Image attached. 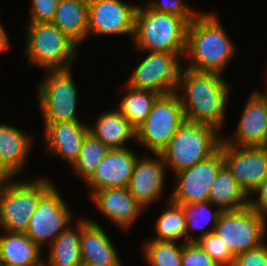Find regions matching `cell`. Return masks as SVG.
Masks as SVG:
<instances>
[{"label": "cell", "instance_id": "1", "mask_svg": "<svg viewBox=\"0 0 267 266\" xmlns=\"http://www.w3.org/2000/svg\"><path fill=\"white\" fill-rule=\"evenodd\" d=\"M183 85V86H182ZM186 121L214 127H223L224 111L229 93V85L220 74L199 72L189 68L181 69L177 91Z\"/></svg>", "mask_w": 267, "mask_h": 266}, {"label": "cell", "instance_id": "2", "mask_svg": "<svg viewBox=\"0 0 267 266\" xmlns=\"http://www.w3.org/2000/svg\"><path fill=\"white\" fill-rule=\"evenodd\" d=\"M232 41L217 14L199 12L187 27L185 55L191 61L186 68L221 75L237 50Z\"/></svg>", "mask_w": 267, "mask_h": 266}, {"label": "cell", "instance_id": "3", "mask_svg": "<svg viewBox=\"0 0 267 266\" xmlns=\"http://www.w3.org/2000/svg\"><path fill=\"white\" fill-rule=\"evenodd\" d=\"M187 27L181 17L156 12L148 5L138 7L133 41L139 52L185 53Z\"/></svg>", "mask_w": 267, "mask_h": 266}, {"label": "cell", "instance_id": "4", "mask_svg": "<svg viewBox=\"0 0 267 266\" xmlns=\"http://www.w3.org/2000/svg\"><path fill=\"white\" fill-rule=\"evenodd\" d=\"M222 137L214 127L185 120L160 155L176 174L212 156Z\"/></svg>", "mask_w": 267, "mask_h": 266}, {"label": "cell", "instance_id": "5", "mask_svg": "<svg viewBox=\"0 0 267 266\" xmlns=\"http://www.w3.org/2000/svg\"><path fill=\"white\" fill-rule=\"evenodd\" d=\"M25 53L29 61L43 70L71 68L77 44L52 22L28 23Z\"/></svg>", "mask_w": 267, "mask_h": 266}, {"label": "cell", "instance_id": "6", "mask_svg": "<svg viewBox=\"0 0 267 266\" xmlns=\"http://www.w3.org/2000/svg\"><path fill=\"white\" fill-rule=\"evenodd\" d=\"M47 179L11 180L0 194V226L5 232L25 233L40 197L53 185Z\"/></svg>", "mask_w": 267, "mask_h": 266}, {"label": "cell", "instance_id": "7", "mask_svg": "<svg viewBox=\"0 0 267 266\" xmlns=\"http://www.w3.org/2000/svg\"><path fill=\"white\" fill-rule=\"evenodd\" d=\"M185 120L179 92L160 95L136 129V139L152 154H160Z\"/></svg>", "mask_w": 267, "mask_h": 266}, {"label": "cell", "instance_id": "8", "mask_svg": "<svg viewBox=\"0 0 267 266\" xmlns=\"http://www.w3.org/2000/svg\"><path fill=\"white\" fill-rule=\"evenodd\" d=\"M39 84L38 103L45 123L79 120L75 114L78 89L71 68L46 70Z\"/></svg>", "mask_w": 267, "mask_h": 266}, {"label": "cell", "instance_id": "9", "mask_svg": "<svg viewBox=\"0 0 267 266\" xmlns=\"http://www.w3.org/2000/svg\"><path fill=\"white\" fill-rule=\"evenodd\" d=\"M266 218L250 206L235 212H222L214 233L235 257L265 243L263 239L267 230Z\"/></svg>", "mask_w": 267, "mask_h": 266}, {"label": "cell", "instance_id": "10", "mask_svg": "<svg viewBox=\"0 0 267 266\" xmlns=\"http://www.w3.org/2000/svg\"><path fill=\"white\" fill-rule=\"evenodd\" d=\"M182 55L185 53H148L126 85L133 89L151 90L160 95L176 92L182 69L179 61Z\"/></svg>", "mask_w": 267, "mask_h": 266}, {"label": "cell", "instance_id": "11", "mask_svg": "<svg viewBox=\"0 0 267 266\" xmlns=\"http://www.w3.org/2000/svg\"><path fill=\"white\" fill-rule=\"evenodd\" d=\"M61 196L52 185L40 197L37 208L28 221L25 234L41 249L47 241L51 245L72 221V213Z\"/></svg>", "mask_w": 267, "mask_h": 266}, {"label": "cell", "instance_id": "12", "mask_svg": "<svg viewBox=\"0 0 267 266\" xmlns=\"http://www.w3.org/2000/svg\"><path fill=\"white\" fill-rule=\"evenodd\" d=\"M223 165L224 159L218 149L208 159L179 171L175 174L177 186L168 199L178 205L208 201L211 184Z\"/></svg>", "mask_w": 267, "mask_h": 266}, {"label": "cell", "instance_id": "13", "mask_svg": "<svg viewBox=\"0 0 267 266\" xmlns=\"http://www.w3.org/2000/svg\"><path fill=\"white\" fill-rule=\"evenodd\" d=\"M224 164L250 198L267 175V147H236L221 140Z\"/></svg>", "mask_w": 267, "mask_h": 266}, {"label": "cell", "instance_id": "14", "mask_svg": "<svg viewBox=\"0 0 267 266\" xmlns=\"http://www.w3.org/2000/svg\"><path fill=\"white\" fill-rule=\"evenodd\" d=\"M137 8L121 0L88 1V36L127 34L133 39Z\"/></svg>", "mask_w": 267, "mask_h": 266}, {"label": "cell", "instance_id": "15", "mask_svg": "<svg viewBox=\"0 0 267 266\" xmlns=\"http://www.w3.org/2000/svg\"><path fill=\"white\" fill-rule=\"evenodd\" d=\"M233 139L222 140L236 147H267V99L261 91L248 98Z\"/></svg>", "mask_w": 267, "mask_h": 266}, {"label": "cell", "instance_id": "16", "mask_svg": "<svg viewBox=\"0 0 267 266\" xmlns=\"http://www.w3.org/2000/svg\"><path fill=\"white\" fill-rule=\"evenodd\" d=\"M137 154L132 149H109L95 172L86 181L92 193L103 189L127 188L131 179Z\"/></svg>", "mask_w": 267, "mask_h": 266}, {"label": "cell", "instance_id": "17", "mask_svg": "<svg viewBox=\"0 0 267 266\" xmlns=\"http://www.w3.org/2000/svg\"><path fill=\"white\" fill-rule=\"evenodd\" d=\"M156 158L138 156L127 190L143 207L158 200L163 192L165 170L160 154H153Z\"/></svg>", "mask_w": 267, "mask_h": 266}, {"label": "cell", "instance_id": "18", "mask_svg": "<svg viewBox=\"0 0 267 266\" xmlns=\"http://www.w3.org/2000/svg\"><path fill=\"white\" fill-rule=\"evenodd\" d=\"M44 141L47 152L60 156L72 166L77 160L82 142L89 132L80 120L44 123Z\"/></svg>", "mask_w": 267, "mask_h": 266}, {"label": "cell", "instance_id": "19", "mask_svg": "<svg viewBox=\"0 0 267 266\" xmlns=\"http://www.w3.org/2000/svg\"><path fill=\"white\" fill-rule=\"evenodd\" d=\"M104 230L93 220L81 219L82 265L116 266L120 263L117 250Z\"/></svg>", "mask_w": 267, "mask_h": 266}, {"label": "cell", "instance_id": "20", "mask_svg": "<svg viewBox=\"0 0 267 266\" xmlns=\"http://www.w3.org/2000/svg\"><path fill=\"white\" fill-rule=\"evenodd\" d=\"M91 194L99 211L123 229H128L144 210L127 188L103 189Z\"/></svg>", "mask_w": 267, "mask_h": 266}, {"label": "cell", "instance_id": "21", "mask_svg": "<svg viewBox=\"0 0 267 266\" xmlns=\"http://www.w3.org/2000/svg\"><path fill=\"white\" fill-rule=\"evenodd\" d=\"M32 145L30 135L19 128L0 124V164L14 178L23 170Z\"/></svg>", "mask_w": 267, "mask_h": 266}, {"label": "cell", "instance_id": "22", "mask_svg": "<svg viewBox=\"0 0 267 266\" xmlns=\"http://www.w3.org/2000/svg\"><path fill=\"white\" fill-rule=\"evenodd\" d=\"M93 127H88L89 132L108 149L127 148L125 142L136 138V129L118 109L100 114Z\"/></svg>", "mask_w": 267, "mask_h": 266}, {"label": "cell", "instance_id": "23", "mask_svg": "<svg viewBox=\"0 0 267 266\" xmlns=\"http://www.w3.org/2000/svg\"><path fill=\"white\" fill-rule=\"evenodd\" d=\"M41 251L25 233L0 235V260L4 266H44Z\"/></svg>", "mask_w": 267, "mask_h": 266}, {"label": "cell", "instance_id": "24", "mask_svg": "<svg viewBox=\"0 0 267 266\" xmlns=\"http://www.w3.org/2000/svg\"><path fill=\"white\" fill-rule=\"evenodd\" d=\"M52 23L80 45L88 36V1L59 0Z\"/></svg>", "mask_w": 267, "mask_h": 266}, {"label": "cell", "instance_id": "25", "mask_svg": "<svg viewBox=\"0 0 267 266\" xmlns=\"http://www.w3.org/2000/svg\"><path fill=\"white\" fill-rule=\"evenodd\" d=\"M248 198L224 164L211 184L208 201L221 212H235L249 206Z\"/></svg>", "mask_w": 267, "mask_h": 266}, {"label": "cell", "instance_id": "26", "mask_svg": "<svg viewBox=\"0 0 267 266\" xmlns=\"http://www.w3.org/2000/svg\"><path fill=\"white\" fill-rule=\"evenodd\" d=\"M81 219L77 229L69 225L60 233L54 242L49 245V257L44 266H82L80 249Z\"/></svg>", "mask_w": 267, "mask_h": 266}, {"label": "cell", "instance_id": "27", "mask_svg": "<svg viewBox=\"0 0 267 266\" xmlns=\"http://www.w3.org/2000/svg\"><path fill=\"white\" fill-rule=\"evenodd\" d=\"M127 94L119 103L120 113L137 129L149 115L160 94L151 90H139L125 86Z\"/></svg>", "mask_w": 267, "mask_h": 266}, {"label": "cell", "instance_id": "28", "mask_svg": "<svg viewBox=\"0 0 267 266\" xmlns=\"http://www.w3.org/2000/svg\"><path fill=\"white\" fill-rule=\"evenodd\" d=\"M211 205L212 204L209 201L182 205L186 217L185 243L196 242L201 237L214 232L215 225L222 212L217 208L216 211L212 212L209 207ZM209 223H212V227L210 228L207 227ZM194 228L202 229L197 237L189 235V232Z\"/></svg>", "mask_w": 267, "mask_h": 266}, {"label": "cell", "instance_id": "29", "mask_svg": "<svg viewBox=\"0 0 267 266\" xmlns=\"http://www.w3.org/2000/svg\"><path fill=\"white\" fill-rule=\"evenodd\" d=\"M165 210L156 221L155 231L157 237L153 240L176 242L185 235L186 217L182 205L167 201Z\"/></svg>", "mask_w": 267, "mask_h": 266}, {"label": "cell", "instance_id": "30", "mask_svg": "<svg viewBox=\"0 0 267 266\" xmlns=\"http://www.w3.org/2000/svg\"><path fill=\"white\" fill-rule=\"evenodd\" d=\"M109 149L90 132L85 136L77 160L72 165L79 176L86 182L95 172Z\"/></svg>", "mask_w": 267, "mask_h": 266}, {"label": "cell", "instance_id": "31", "mask_svg": "<svg viewBox=\"0 0 267 266\" xmlns=\"http://www.w3.org/2000/svg\"><path fill=\"white\" fill-rule=\"evenodd\" d=\"M173 241L149 240L144 244L145 258L149 266H181L182 247Z\"/></svg>", "mask_w": 267, "mask_h": 266}, {"label": "cell", "instance_id": "32", "mask_svg": "<svg viewBox=\"0 0 267 266\" xmlns=\"http://www.w3.org/2000/svg\"><path fill=\"white\" fill-rule=\"evenodd\" d=\"M196 244L205 251L220 266H232L234 256L230 252L228 246L222 242V239L214 232L201 237Z\"/></svg>", "mask_w": 267, "mask_h": 266}, {"label": "cell", "instance_id": "33", "mask_svg": "<svg viewBox=\"0 0 267 266\" xmlns=\"http://www.w3.org/2000/svg\"><path fill=\"white\" fill-rule=\"evenodd\" d=\"M147 4L151 9L160 13H168L183 18L188 24L198 14L193 12L188 4L183 3L181 0H156L148 2Z\"/></svg>", "mask_w": 267, "mask_h": 266}, {"label": "cell", "instance_id": "34", "mask_svg": "<svg viewBox=\"0 0 267 266\" xmlns=\"http://www.w3.org/2000/svg\"><path fill=\"white\" fill-rule=\"evenodd\" d=\"M181 266H220L196 242H186L182 247Z\"/></svg>", "mask_w": 267, "mask_h": 266}, {"label": "cell", "instance_id": "35", "mask_svg": "<svg viewBox=\"0 0 267 266\" xmlns=\"http://www.w3.org/2000/svg\"><path fill=\"white\" fill-rule=\"evenodd\" d=\"M59 0H31V13L27 23L52 22Z\"/></svg>", "mask_w": 267, "mask_h": 266}, {"label": "cell", "instance_id": "36", "mask_svg": "<svg viewBox=\"0 0 267 266\" xmlns=\"http://www.w3.org/2000/svg\"><path fill=\"white\" fill-rule=\"evenodd\" d=\"M232 266H267V244L236 255Z\"/></svg>", "mask_w": 267, "mask_h": 266}, {"label": "cell", "instance_id": "37", "mask_svg": "<svg viewBox=\"0 0 267 266\" xmlns=\"http://www.w3.org/2000/svg\"><path fill=\"white\" fill-rule=\"evenodd\" d=\"M258 194V200L249 198V206L253 208L258 214L267 216V175L264 177L260 185L253 192Z\"/></svg>", "mask_w": 267, "mask_h": 266}, {"label": "cell", "instance_id": "38", "mask_svg": "<svg viewBox=\"0 0 267 266\" xmlns=\"http://www.w3.org/2000/svg\"><path fill=\"white\" fill-rule=\"evenodd\" d=\"M13 176L0 164V194L6 188Z\"/></svg>", "mask_w": 267, "mask_h": 266}, {"label": "cell", "instance_id": "39", "mask_svg": "<svg viewBox=\"0 0 267 266\" xmlns=\"http://www.w3.org/2000/svg\"><path fill=\"white\" fill-rule=\"evenodd\" d=\"M4 26L0 23V53L6 51L9 48V38L6 34Z\"/></svg>", "mask_w": 267, "mask_h": 266}, {"label": "cell", "instance_id": "40", "mask_svg": "<svg viewBox=\"0 0 267 266\" xmlns=\"http://www.w3.org/2000/svg\"><path fill=\"white\" fill-rule=\"evenodd\" d=\"M82 266H90V265H82ZM116 266H122V263L120 262L118 265Z\"/></svg>", "mask_w": 267, "mask_h": 266}, {"label": "cell", "instance_id": "41", "mask_svg": "<svg viewBox=\"0 0 267 266\" xmlns=\"http://www.w3.org/2000/svg\"><path fill=\"white\" fill-rule=\"evenodd\" d=\"M264 96H265V98L267 99V91L265 92V94L264 93H262Z\"/></svg>", "mask_w": 267, "mask_h": 266}, {"label": "cell", "instance_id": "42", "mask_svg": "<svg viewBox=\"0 0 267 266\" xmlns=\"http://www.w3.org/2000/svg\"><path fill=\"white\" fill-rule=\"evenodd\" d=\"M0 266H4V265H3V262H2L1 260H0Z\"/></svg>", "mask_w": 267, "mask_h": 266}]
</instances>
